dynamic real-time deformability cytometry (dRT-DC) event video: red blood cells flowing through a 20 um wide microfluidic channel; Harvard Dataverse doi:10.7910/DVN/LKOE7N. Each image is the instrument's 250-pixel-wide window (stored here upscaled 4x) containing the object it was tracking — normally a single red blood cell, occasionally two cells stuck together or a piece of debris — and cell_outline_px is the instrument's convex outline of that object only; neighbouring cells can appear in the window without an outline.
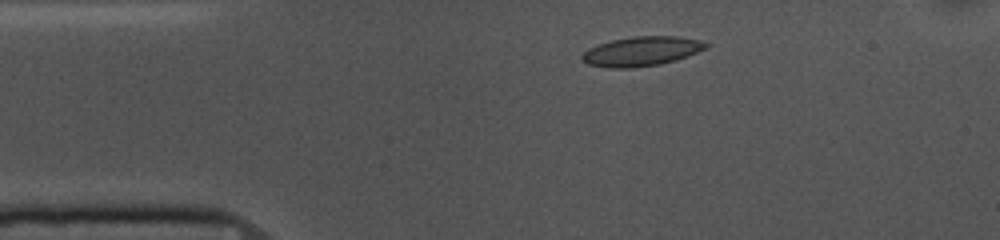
{"species": "common noctule bat (a hibernating species)", "species_latin": "Nyctalus noctula", "temperature_condition": "cold", "stored_images_in_passage": 50, "camera_frame_rate_fps": 3000, "um_per_image_px": 0.085, "animal": {"sex": "female", "body_mass_g": 10.0, "forearm_length_mm": 53.1}, "frame": {"image": 1, "passage_image": 6, "time_ms": 1.667, "image_size_px": [1000, 240], "cell_outline_px": [[708, 48], [676, 60], [660, 64], [632, 68], [608, 68], [588, 64], [580, 60], [580, 56], [588, 48], [612, 40], [632, 36], [676, 36], [700, 40], [708, 44]], "centroid_in_image_um": [54.51, 4.36], "position_along_channel_um": 30.5, "area_um2": 21.33}}
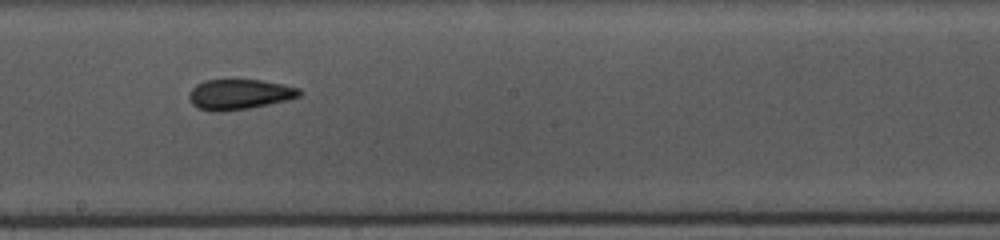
{"frame": {"image": 2, "passage_image": 25, "time_ms": 8.0, "image_size_px": [1000, 240], "cell_outline_px": [[300, 96], [288, 100], [248, 108], [224, 112], [212, 112], [200, 108], [192, 104], [188, 96], [192, 88], [196, 84], [204, 80], [260, 80], [284, 84], [300, 88]], "centroid_in_image_um": [20.34, 8.02], "position_along_channel_um": 227.9, "area_um2": 19.48}}
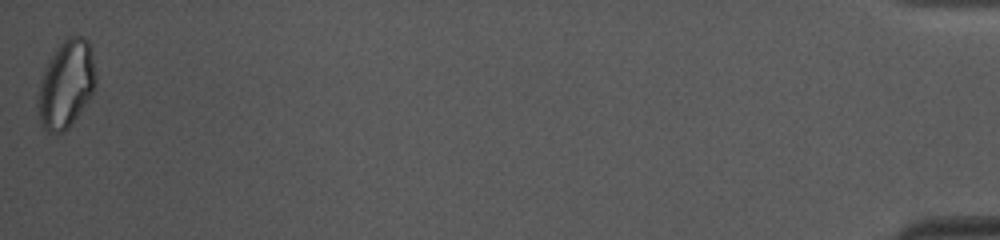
{"frame": {"image": 3, "passage_image": 50, "time_ms": 16.333, "image_size_px": [1000, 240], "cell_outline_px": [[96, 84], [88, 100], [72, 124], [64, 132], [56, 136], [48, 132], [40, 124], [36, 104], [36, 100], [44, 68], [48, 60], [56, 48], [68, 36], [84, 36], [88, 40], [92, 52], [96, 72]], "centroid_in_image_um": [5.61, 7.19], "position_along_channel_um": 429.6, "area_um2": 30.0}, "authors_computed_cell_mechanics": {"area_um2": 20.3456, "velocity_mm_per_s": 3.6588, "shape_relaxation_time_tau1_ms": 5.5255, "shape_relaxation_time_tau2_ms": 2.6156, "deformation_change_tau1": 0.1551, "deformation_change_tau2": 0.1005}}